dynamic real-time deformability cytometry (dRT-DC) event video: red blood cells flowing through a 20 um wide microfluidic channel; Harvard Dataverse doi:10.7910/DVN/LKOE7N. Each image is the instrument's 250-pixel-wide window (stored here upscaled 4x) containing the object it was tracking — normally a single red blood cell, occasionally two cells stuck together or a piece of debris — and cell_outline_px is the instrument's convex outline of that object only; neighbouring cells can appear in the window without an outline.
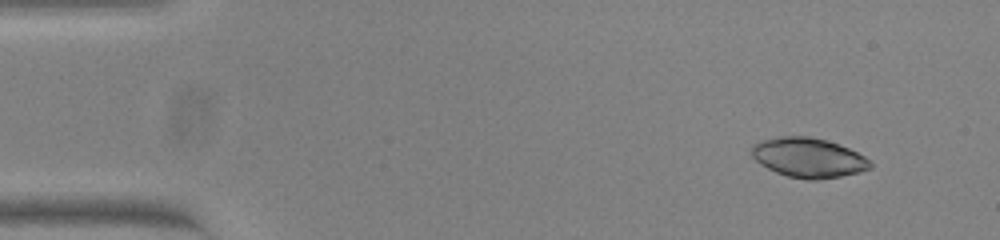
{"species": "common noctule bat (a hibernating species)", "species_latin": "Nyctalus noctula", "temperature_condition": "warm", "stored_images_in_passage": 52, "camera_frame_rate_fps": 3000, "um_per_image_px": 0.085, "animal": {"sex": "female", "body_mass_g": 23.0, "forearm_length_mm": 53.4}, "frame": {"image": 1, "passage_image": 4, "time_ms": 1.0, "image_size_px": [1000, 240], "cell_outline_px": [[872, 168], [860, 172], [840, 176], [816, 180], [808, 180], [788, 176], [776, 172], [760, 164], [752, 156], [752, 144], [760, 140], [780, 136], [808, 136], [828, 140], [848, 148], [864, 156], [872, 164]], "centroid_in_image_um": [68.7, 13.39], "position_along_channel_um": 16.3, "area_um2": 27.4}}
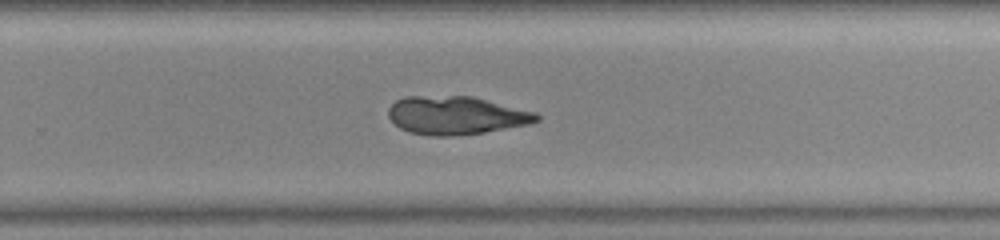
{"frame": {"image": 2, "passage_image": 34, "time_ms": 11.0, "image_size_px": [1000, 240], "cell_outline_px": [[540, 120], [532, 124], [484, 132], [452, 136], [432, 136], [408, 132], [400, 128], [388, 116], [388, 108], [396, 100], [404, 96], [472, 96], [536, 112], [540, 116]], "centroid_in_image_um": [38.78, 9.81], "position_along_channel_um": 291.0, "area_um2": 33.18}}
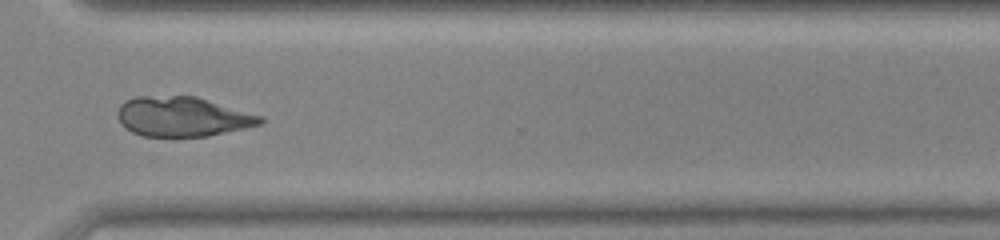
{"frame": {"image": 3, "passage_image": 39, "time_ms": 12.667, "image_size_px": [1000, 240], "cell_outline_px": [[264, 120], [260, 124], [244, 128], [208, 136], [140, 136], [124, 128], [120, 124], [116, 116], [116, 112], [120, 104], [124, 100], [136, 96], [196, 96], [264, 116]], "centroid_in_image_um": [15.47, 9.91], "position_along_channel_um": 355.1, "area_um2": 33.35}}